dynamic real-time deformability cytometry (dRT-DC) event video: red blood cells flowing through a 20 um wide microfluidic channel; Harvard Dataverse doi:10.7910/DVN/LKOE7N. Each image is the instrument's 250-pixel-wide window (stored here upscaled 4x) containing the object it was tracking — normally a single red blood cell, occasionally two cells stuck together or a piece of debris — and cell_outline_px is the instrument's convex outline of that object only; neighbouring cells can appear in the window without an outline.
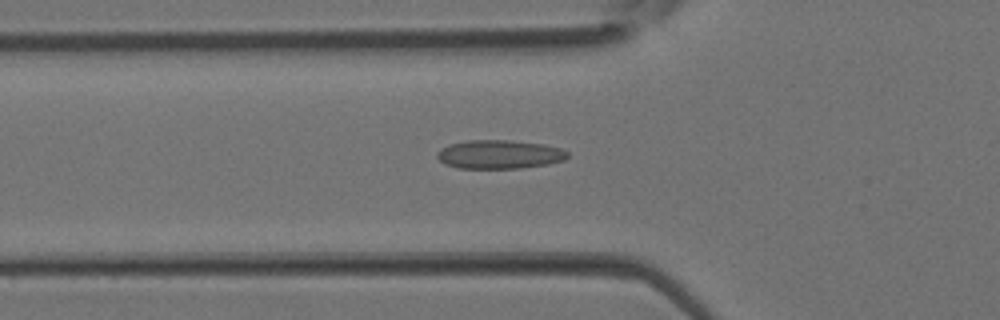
{"species": "Egyptian fruit bat (a non-hibernating species)", "species_latin": "Rousettus aegyptiacus", "temperature_condition": "room temperature", "stored_images_in_passage": 37, "camera_frame_rate_fps": 3000, "um_per_image_px": 0.085, "animal": {"sex": "female"}, "frame": {"image": 1, "passage_image": 12, "time_ms": 3.667, "image_size_px": [1000, 320], "cell_outline_px": [[568, 156], [564, 160], [548, 164], [520, 168], [456, 168], [444, 164], [436, 156], [436, 152], [440, 148], [448, 144], [468, 140], [508, 140], [544, 144], [560, 148], [568, 152]], "centroid_in_image_um": [42.41, 13.12], "position_along_channel_um": 83.4, "area_um2": 21.96}}
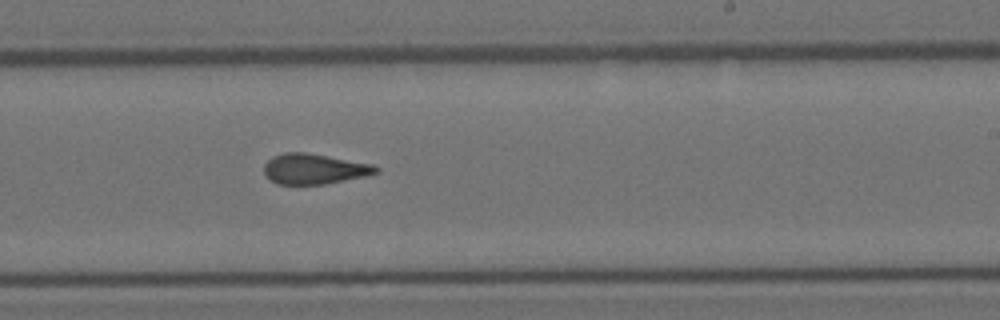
{"frame": {"image": 2, "passage_image": 22, "time_ms": 7.0, "image_size_px": [1000, 320], "cell_outline_px": [[380, 172], [364, 176], [324, 184], [276, 184], [264, 172], [264, 164], [272, 156], [284, 152], [304, 152], [372, 164], [380, 168]], "centroid_in_image_um": [26.7, 14.35], "position_along_channel_um": 262.3, "area_um2": 19.59}}
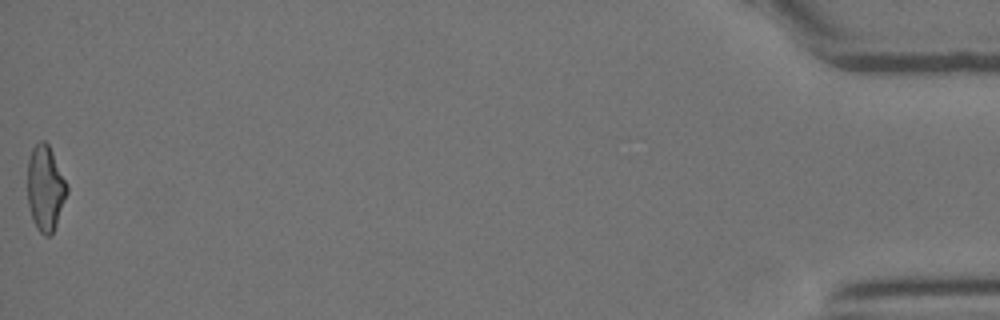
{"frame": {"image": 3, "passage_image": 37, "time_ms": 12.0, "image_size_px": [1000, 320], "cell_outline_px": [[68, 192], [56, 224], [52, 232], [48, 236], [44, 236], [36, 228], [32, 220], [28, 204], [28, 160], [32, 148], [40, 140], [44, 140], [48, 144], [68, 184]], "centroid_in_image_um": [3.85, 16.0], "position_along_channel_um": 431.3, "area_um2": 19.59}}